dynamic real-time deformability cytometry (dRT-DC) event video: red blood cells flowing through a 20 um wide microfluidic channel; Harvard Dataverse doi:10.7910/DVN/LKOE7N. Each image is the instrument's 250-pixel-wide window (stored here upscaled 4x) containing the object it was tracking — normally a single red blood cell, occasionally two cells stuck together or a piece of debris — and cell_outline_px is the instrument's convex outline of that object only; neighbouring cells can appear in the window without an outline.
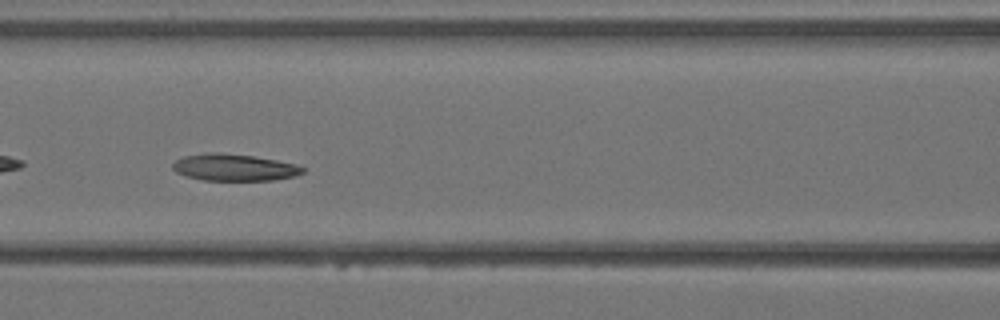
{"species": "Egyptian fruit bat (a non-hibernating species)", "species_latin": "Rousettus aegyptiacus", "temperature_condition": "warm", "stored_images_in_passage": 32, "camera_frame_rate_fps": 3000, "um_per_image_px": 0.085, "animal": {"sex": "female"}, "frame": {"image": 1, "passage_image": 14, "time_ms": 4.333, "image_size_px": [1000, 320], "cell_outline_px": [[304, 172], [296, 176], [272, 180], [204, 180], [188, 176], [176, 172], [172, 168], [172, 164], [176, 160], [184, 156], [204, 152], [220, 152], [252, 156], [276, 160], [296, 164], [304, 168]], "centroid_in_image_um": [19.9, 14.22], "position_along_channel_um": 146.7, "area_um2": 20.29}}